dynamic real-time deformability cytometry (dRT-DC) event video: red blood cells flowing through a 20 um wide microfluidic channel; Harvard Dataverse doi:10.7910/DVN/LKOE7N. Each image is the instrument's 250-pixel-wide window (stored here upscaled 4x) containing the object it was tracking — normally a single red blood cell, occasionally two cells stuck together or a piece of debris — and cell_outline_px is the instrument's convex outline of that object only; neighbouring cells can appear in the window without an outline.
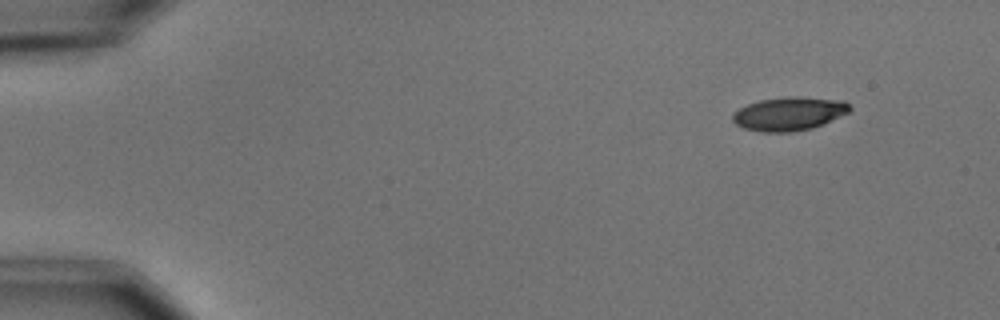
{"species": "common noctule bat (a hibernating species)", "species_latin": "Nyctalus noctula", "temperature_condition": "cold", "stored_images_in_passage": 4, "camera_frame_rate_fps": 3000, "um_per_image_px": 0.085, "animal": {"sex": "male", "body_mass_g": 15.6}, "frame": {"image": 1, "passage_image": 1, "time_ms": 0.0, "image_size_px": [1000, 320], "cell_outline_px": [[852, 108], [848, 112], [812, 128], [788, 132], [764, 132], [744, 128], [736, 124], [732, 120], [732, 116], [740, 108], [748, 104], [760, 100], [788, 96], [792, 96], [844, 100]], "centroid_in_image_um": [67.06, 9.66], "position_along_channel_um": 17.9, "area_um2": 22.54}}
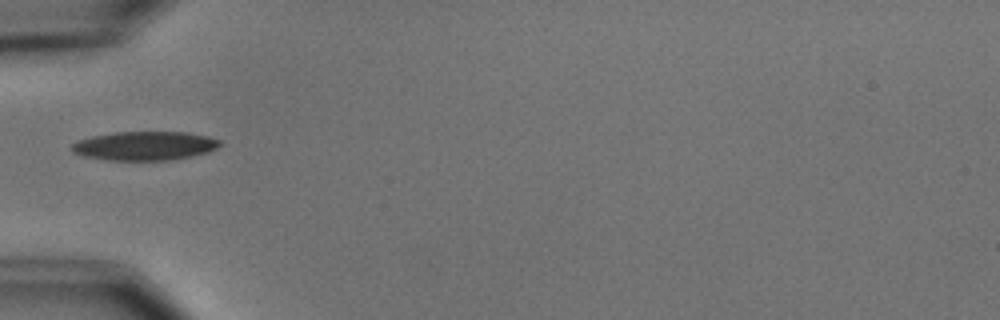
{"frame": {"image": 2, "passage_image": 4, "time_ms": 4.333, "image_size_px": [1000, 320], "cell_outline_px": [[220, 144], [216, 148], [208, 152], [192, 156], [172, 160], [104, 160], [80, 156], [72, 152], [68, 148], [72, 144], [80, 140], [92, 136], [116, 132], [184, 132], [208, 136], [220, 140]], "centroid_in_image_um": [12.25, 12.4], "position_along_channel_um": 72.8, "area_um2": 25.09}}